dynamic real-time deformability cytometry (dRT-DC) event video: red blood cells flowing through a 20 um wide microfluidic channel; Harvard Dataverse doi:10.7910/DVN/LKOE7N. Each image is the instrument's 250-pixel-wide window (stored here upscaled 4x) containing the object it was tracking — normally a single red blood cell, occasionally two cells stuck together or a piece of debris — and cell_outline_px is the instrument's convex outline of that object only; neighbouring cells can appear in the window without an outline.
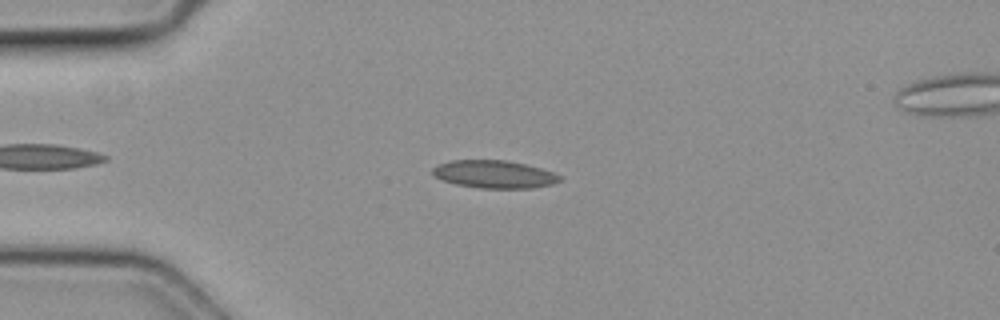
{"species": "common noctule bat (a hibernating species)", "species_latin": "Nyctalus noctula", "temperature_condition": "cold", "stored_images_in_passage": 39, "camera_frame_rate_fps": 3000, "um_per_image_px": 0.085, "animal": {"sex": "female", "body_mass_g": 19.3, "forearm_length_mm": 54.1}, "frame": {"image": 1, "passage_image": 3, "time_ms": 0.667, "image_size_px": [1000, 320], "cell_outline_px": [[564, 180], [552, 184], [532, 188], [476, 188], [456, 184], [444, 180], [436, 176], [432, 172], [432, 168], [440, 164], [452, 160], [508, 160], [540, 168], [564, 176]], "centroid_in_image_um": [42.07, 14.81], "position_along_channel_um": 42.9, "area_um2": 20.58}}
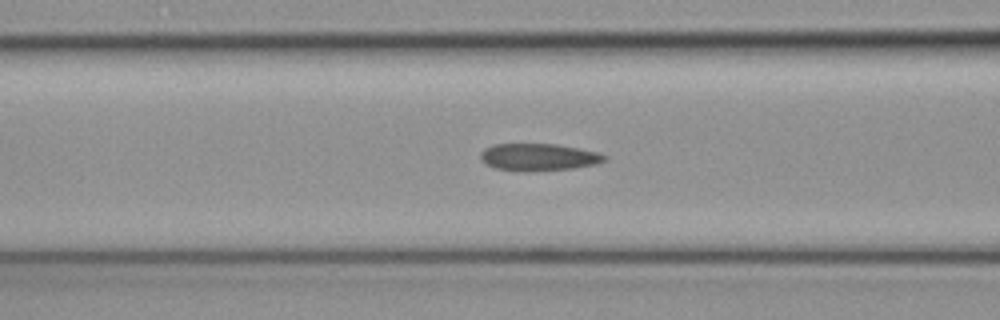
{"frame": {"image": 2, "passage_image": 11, "time_ms": 3.333, "image_size_px": [1000, 320], "cell_outline_px": [[608, 160], [596, 164], [576, 168], [528, 172], [520, 172], [496, 168], [484, 164], [480, 160], [480, 152], [484, 148], [492, 144], [556, 144], [596, 152], [608, 156]], "centroid_in_image_um": [45.74, 13.37], "position_along_channel_um": 120.9, "area_um2": 20.0}}
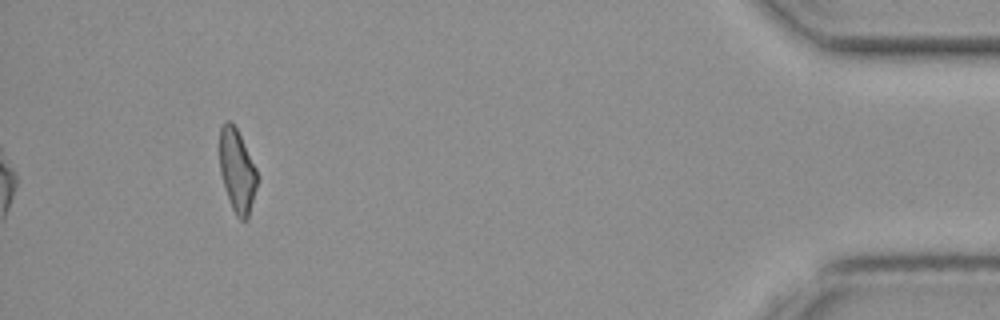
{"frame": {"image": 3, "passage_image": 39, "time_ms": 12.667, "image_size_px": [1000, 320], "cell_outline_px": [[256, 188], [248, 220], [240, 220], [236, 216], [232, 208], [220, 172], [220, 128], [228, 120], [236, 128], [256, 168]], "centroid_in_image_um": [20.15, 14.55], "position_along_channel_um": 415.0, "area_um2": 17.69}}